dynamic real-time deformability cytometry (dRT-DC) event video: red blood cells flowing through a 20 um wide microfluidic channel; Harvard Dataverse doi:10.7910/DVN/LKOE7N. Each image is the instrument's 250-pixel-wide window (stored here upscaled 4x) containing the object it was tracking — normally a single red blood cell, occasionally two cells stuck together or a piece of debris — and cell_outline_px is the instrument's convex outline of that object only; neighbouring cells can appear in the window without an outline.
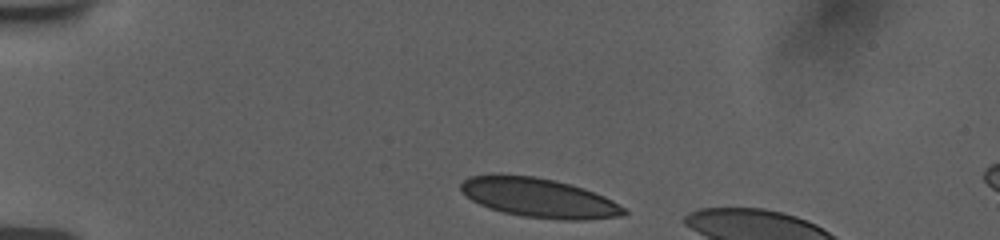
{"species": "human", "species_latin": "Homo sapiens", "temperature_condition": "room temperature", "stored_images_in_passage": 9, "camera_frame_rate_fps": 3000, "um_per_image_px": 0.085, "donor": {"sex": "female"}, "frame": {"image": 1, "passage_image": 1, "time_ms": 0.0, "image_size_px": [1000, 240], "cell_outline_px": [[628, 212], [624, 216], [584, 220], [564, 220], [524, 216], [504, 212], [480, 204], [472, 200], [460, 188], [460, 184], [468, 176], [492, 172], [500, 172], [536, 176], [584, 188], [604, 196], [612, 200], [624, 208]], "centroid_in_image_um": [45.78, 16.78], "position_along_channel_um": 39.2, "area_um2": 37.63}}
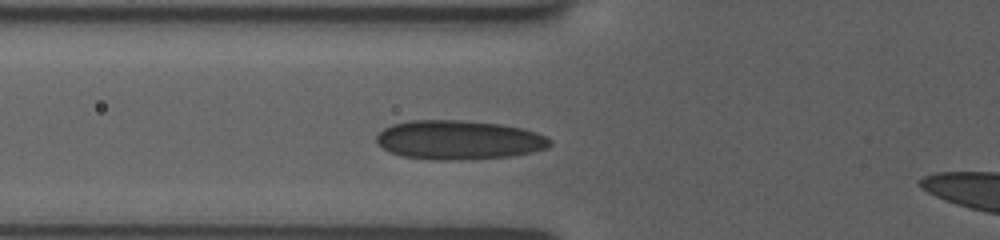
{"frame": {"image": 2, "passage_image": 6, "time_ms": 2.667, "image_size_px": [1000, 240], "cell_outline_px": [[552, 144], [548, 148], [532, 152], [512, 156], [460, 160], [432, 160], [400, 156], [376, 144], [376, 136], [384, 128], [392, 124], [412, 120], [460, 120], [500, 124], [524, 128], [548, 136], [552, 140]], "centroid_in_image_um": [39.03, 11.9], "position_along_channel_um": 86.8, "area_um2": 39.94}}
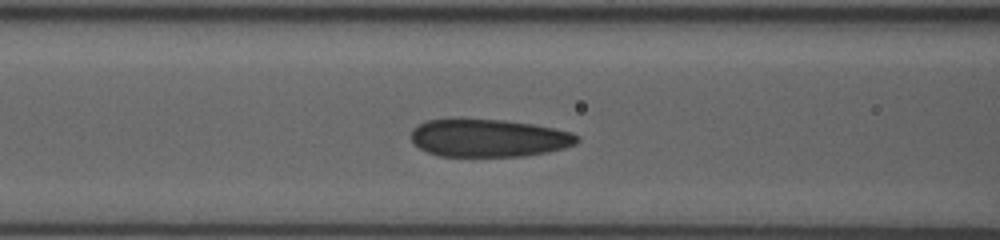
{"frame": {"image": 3, "passage_image": 8, "time_ms": 3.667, "image_size_px": [1000, 240], "cell_outline_px": [[580, 140], [576, 144], [564, 148], [548, 152], [524, 156], [440, 156], [428, 152], [420, 148], [412, 140], [412, 128], [428, 120], [460, 116], [504, 120], [532, 124], [572, 132], [580, 136]], "centroid_in_image_um": [41.53, 11.7], "position_along_channel_um": 125.1, "area_um2": 37.28}}